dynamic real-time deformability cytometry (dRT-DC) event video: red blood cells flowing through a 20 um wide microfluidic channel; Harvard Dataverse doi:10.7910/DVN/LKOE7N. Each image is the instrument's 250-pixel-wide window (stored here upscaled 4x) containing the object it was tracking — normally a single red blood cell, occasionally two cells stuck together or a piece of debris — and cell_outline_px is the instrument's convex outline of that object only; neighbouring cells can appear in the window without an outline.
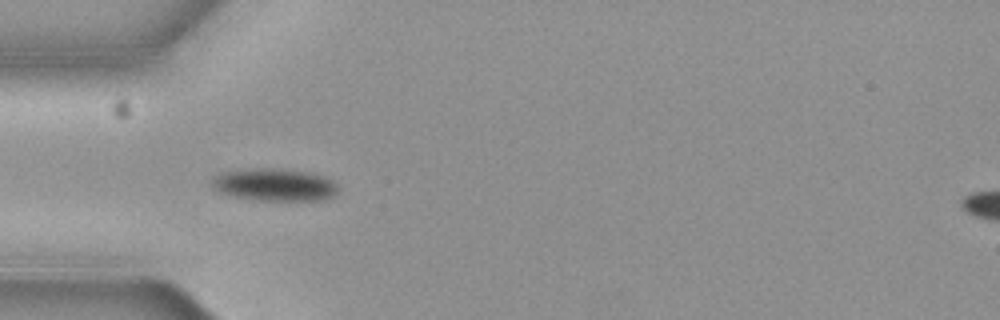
{"species": "common noctule bat (a hibernating species)", "species_latin": "Nyctalus noctula", "temperature_condition": "cold", "stored_images_in_passage": 7, "camera_frame_rate_fps": 3000, "um_per_image_px": 0.085, "animal": {"sex": "female", "body_mass_g": 19.3, "forearm_length_mm": 54.1}, "frame": {"image": 1, "passage_image": 6, "time_ms": 1.667, "image_size_px": [1000, 320], "cell_outline_px": [[340, 188], [332, 196], [324, 200], [256, 200], [232, 196], [220, 192], [212, 188], [212, 176], [220, 172], [256, 168], [272, 168], [308, 172], [324, 176], [332, 180]], "centroid_in_image_um": [23.31, 15.7], "position_along_channel_um": 61.7, "area_um2": 23.99}}
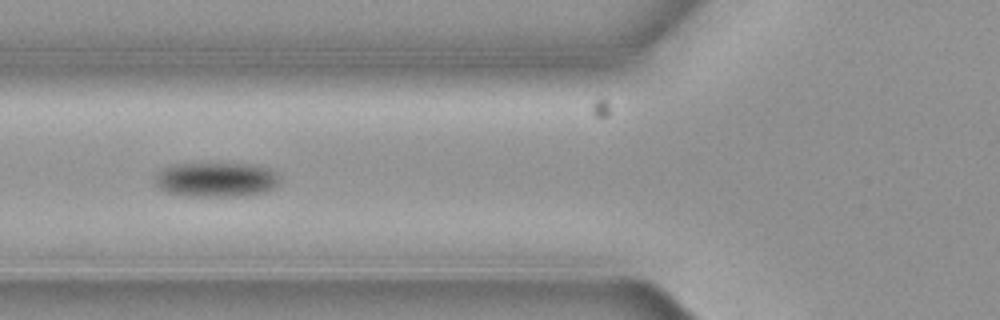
{"frame": {"image": 2, "passage_image": 7, "time_ms": 2.0, "image_size_px": [1000, 320], "cell_outline_px": [[280, 184], [264, 192], [244, 196], [188, 196], [168, 192], [160, 188], [152, 180], [156, 172], [172, 164], [256, 164], [272, 168], [280, 176]], "centroid_in_image_um": [18.41, 15.26], "position_along_channel_um": 107.4, "area_um2": 25.55}}